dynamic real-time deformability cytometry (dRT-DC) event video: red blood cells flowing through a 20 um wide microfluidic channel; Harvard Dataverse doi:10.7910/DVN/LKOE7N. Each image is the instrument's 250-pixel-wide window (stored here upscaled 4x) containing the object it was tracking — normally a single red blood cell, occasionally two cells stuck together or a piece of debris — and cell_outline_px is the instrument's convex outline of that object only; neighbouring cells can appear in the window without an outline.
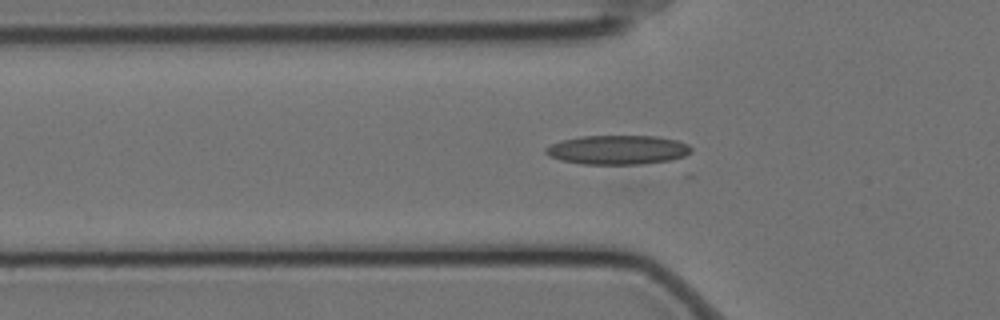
{"species": "Egyptian fruit bat (a non-hibernating species)", "species_latin": "Rousettus aegyptiacus", "temperature_condition": "cold", "stored_images_in_passage": 44, "camera_frame_rate_fps": 3000, "um_per_image_px": 0.085, "animal": {"sex": "female"}, "frame": {"image": 1, "passage_image": 10, "time_ms": 3.0, "image_size_px": [1000, 320], "cell_outline_px": [[692, 152], [684, 156], [672, 160], [640, 164], [580, 164], [560, 160], [548, 156], [544, 152], [544, 148], [560, 140], [580, 136], [656, 136], [676, 140], [688, 144], [692, 148]], "centroid_in_image_um": [52.48, 12.74], "position_along_channel_um": 73.3, "area_um2": 24.97}}
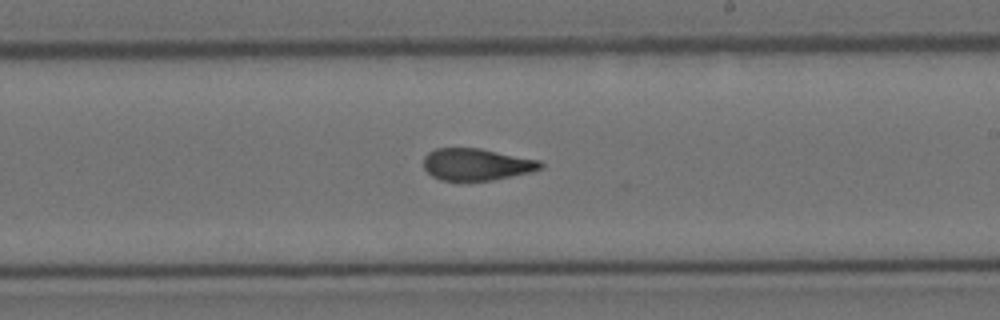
{"frame": {"image": 2, "passage_image": 25, "time_ms": 8.0, "image_size_px": [1000, 320], "cell_outline_px": [[544, 168], [528, 172], [492, 180], [440, 180], [432, 176], [424, 168], [424, 156], [428, 152], [436, 148], [480, 148], [540, 160], [544, 164]], "centroid_in_image_um": [40.5, 13.96], "position_along_channel_um": 248.5, "area_um2": 21.68}}
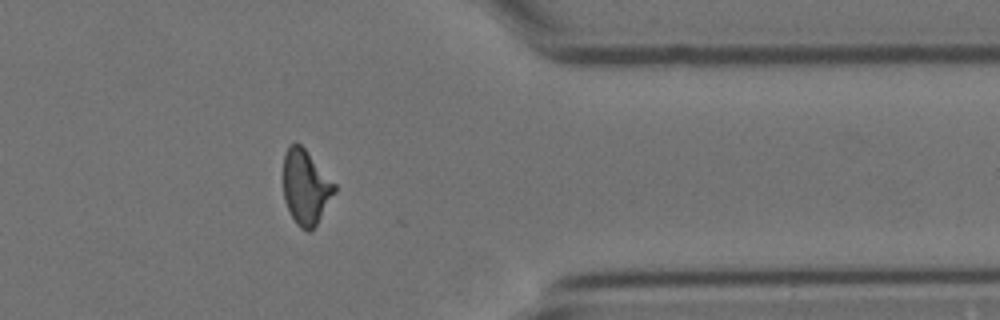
{"frame": {"image": 3, "passage_image": 38, "time_ms": 12.333, "image_size_px": [1000, 320], "cell_outline_px": [[336, 192], [316, 224], [308, 232], [300, 228], [296, 224], [284, 200], [284, 152], [288, 144], [296, 140], [304, 148], [336, 184]], "centroid_in_image_um": [25.98, 15.87], "position_along_channel_um": 385.4, "area_um2": 22.25}, "authors_computed_cell_mechanics": {"area_um2": 22.1952, "velocity_mm_per_s": 3.477, "shape_relaxation_time_tau1_ms": null, "shape_relaxation_time_tau2_ms": 3.1745, "deformation_change_tau1": null, "deformation_change_tau2": 0.1124}}